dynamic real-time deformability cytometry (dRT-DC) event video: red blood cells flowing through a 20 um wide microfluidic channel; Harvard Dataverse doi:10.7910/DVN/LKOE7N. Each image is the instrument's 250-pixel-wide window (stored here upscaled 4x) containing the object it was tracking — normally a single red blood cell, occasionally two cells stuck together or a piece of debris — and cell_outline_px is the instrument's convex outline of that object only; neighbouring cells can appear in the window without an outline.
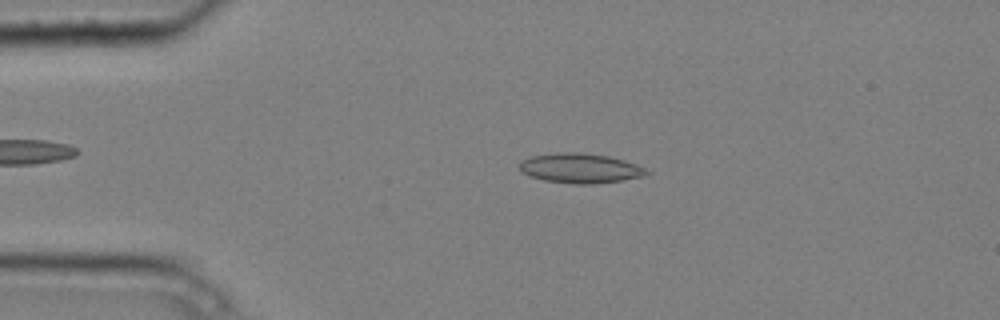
{"species": "common noctule bat (a hibernating species)", "species_latin": "Nyctalus noctula", "temperature_condition": "cold", "stored_images_in_passage": 3, "camera_frame_rate_fps": 3000, "um_per_image_px": 0.085, "animal": {"sex": "male", "body_mass_g": 20.4}, "frame": {"image": 1, "passage_image": 2, "time_ms": 0.333, "image_size_px": [1000, 320], "cell_outline_px": [[648, 172], [644, 176], [624, 180], [592, 184], [576, 184], [544, 180], [528, 176], [520, 168], [520, 160], [532, 156], [564, 152], [576, 152], [608, 156], [624, 160], [636, 164], [644, 168]], "centroid_in_image_um": [49.31, 14.3], "position_along_channel_um": 35.7, "area_um2": 21.79}}